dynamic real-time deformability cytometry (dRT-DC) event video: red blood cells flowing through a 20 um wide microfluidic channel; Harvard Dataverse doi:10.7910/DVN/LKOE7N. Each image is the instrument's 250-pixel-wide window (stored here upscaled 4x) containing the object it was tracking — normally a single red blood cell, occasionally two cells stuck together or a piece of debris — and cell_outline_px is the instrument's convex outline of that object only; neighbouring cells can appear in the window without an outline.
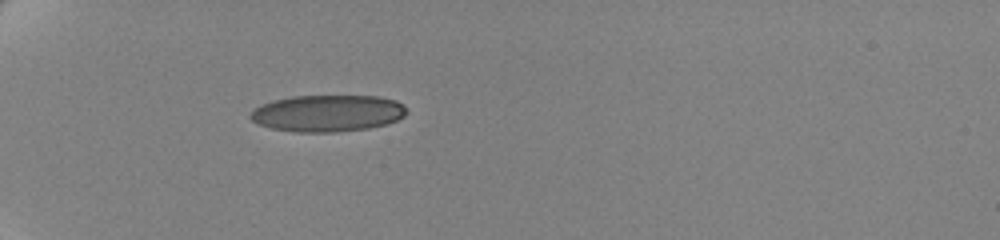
{"species": "human", "species_latin": "Homo sapiens", "temperature_condition": "cold", "stored_images_in_passage": 40, "camera_frame_rate_fps": 3000, "um_per_image_px": 0.085, "donor": {"sex": "female"}, "frame": {"image": 1, "passage_image": 1, "time_ms": 0.0, "image_size_px": [1000, 240], "cell_outline_px": [[408, 112], [404, 116], [396, 120], [384, 124], [368, 128], [336, 132], [296, 132], [272, 128], [260, 124], [252, 120], [248, 116], [252, 108], [260, 104], [272, 100], [292, 96], [380, 96], [396, 100]], "centroid_in_image_um": [27.8, 9.62], "position_along_channel_um": 57.2, "area_um2": 33.47}}
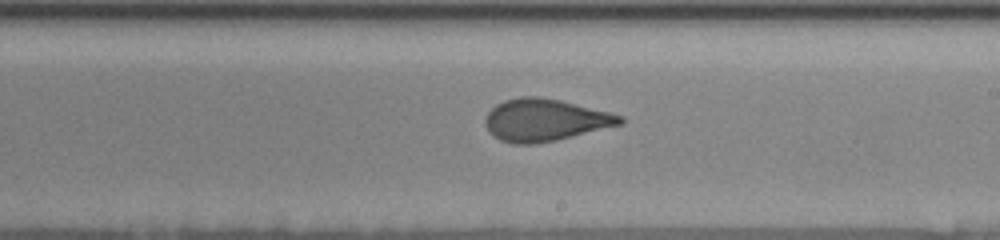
{"frame": {"image": 2, "passage_image": 19, "time_ms": 6.0, "image_size_px": [1000, 240], "cell_outline_px": [[624, 124], [556, 140], [532, 144], [512, 144], [500, 140], [492, 136], [488, 132], [484, 124], [484, 120], [488, 112], [496, 104], [504, 100], [520, 96], [536, 96], [560, 100], [624, 116]], "centroid_in_image_um": [46.29, 10.21], "position_along_channel_um": 242.7, "area_um2": 33.29}}
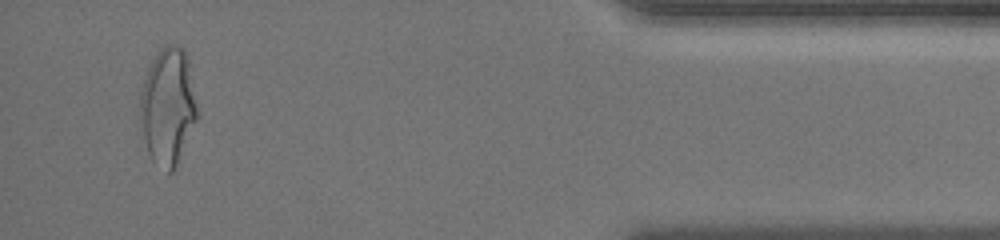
{"frame": {"image": 3, "passage_image": 38, "time_ms": 12.333, "image_size_px": [1000, 240], "cell_outline_px": [[196, 120], [176, 168], [172, 172], [168, 172], [152, 160], [148, 152], [144, 136], [140, 112], [140, 92], [148, 64], [156, 52], [160, 48], [168, 44], [176, 44], [184, 48], [188, 60], [196, 108]], "centroid_in_image_um": [14.25, 9.0], "position_along_channel_um": 421.0, "area_um2": 38.55}, "authors_computed_cell_mechanics": {"area_um2": 33.7263, "velocity_mm_per_s": 3.5011, "shape_relaxation_time_tau1_ms": 5.1308, "shape_relaxation_time_tau2_ms": 0.915, "deformation_change_tau1": 0.1598, "deformation_change_tau2": 0.0729}}